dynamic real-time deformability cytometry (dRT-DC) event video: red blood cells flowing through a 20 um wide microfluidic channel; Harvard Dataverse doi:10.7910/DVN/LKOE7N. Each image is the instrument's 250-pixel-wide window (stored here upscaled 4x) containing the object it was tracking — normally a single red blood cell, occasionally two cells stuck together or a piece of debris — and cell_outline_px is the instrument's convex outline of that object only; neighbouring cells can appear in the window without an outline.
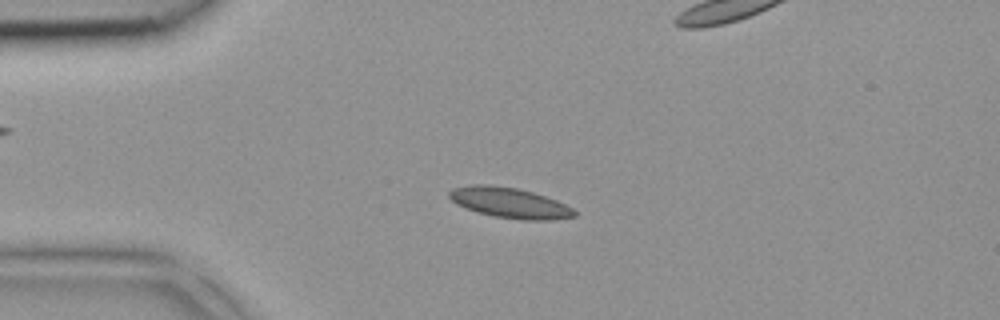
{"species": "common noctule bat (a hibernating species)", "species_latin": "Nyctalus noctula", "temperature_condition": "room temperature", "stored_images_in_passage": 36, "camera_frame_rate_fps": 3000, "um_per_image_px": 0.085, "animal": {"sex": "female", "body_mass_g": 18.4}, "frame": {"image": 1, "passage_image": 2, "time_ms": 0.333, "image_size_px": [1000, 320], "cell_outline_px": [[576, 216], [552, 220], [520, 220], [492, 216], [476, 212], [464, 208], [456, 204], [448, 196], [448, 192], [452, 188], [468, 184], [488, 184], [516, 188], [532, 192], [556, 200], [572, 208], [576, 212]], "centroid_in_image_um": [43.26, 17.24], "position_along_channel_um": 41.7, "area_um2": 22.37}}
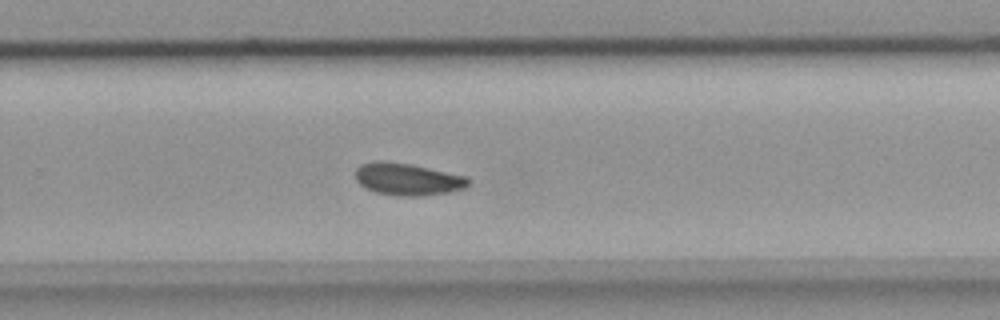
{"frame": {"image": 2, "passage_image": 20, "time_ms": 6.333, "image_size_px": [1000, 320], "cell_outline_px": [[472, 184], [464, 188], [448, 192], [420, 196], [400, 196], [376, 192], [360, 184], [356, 180], [356, 168], [360, 164], [372, 160], [384, 160], [408, 164], [468, 176]], "centroid_in_image_um": [34.66, 15.22], "position_along_channel_um": 295.1, "area_um2": 21.21}}
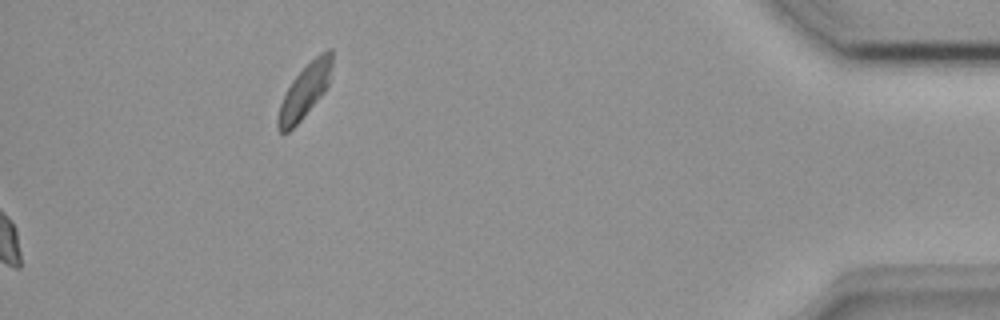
{"frame": {"image": 3, "passage_image": 36, "time_ms": 11.667, "image_size_px": [1000, 320], "cell_outline_px": [[332, 64], [328, 84], [324, 92], [300, 120], [288, 132], [280, 132], [276, 128], [276, 120], [280, 104], [292, 80], [320, 52], [328, 48], [332, 48]], "centroid_in_image_um": [25.9, 7.74], "position_along_channel_um": 409.3, "area_um2": 16.53}}